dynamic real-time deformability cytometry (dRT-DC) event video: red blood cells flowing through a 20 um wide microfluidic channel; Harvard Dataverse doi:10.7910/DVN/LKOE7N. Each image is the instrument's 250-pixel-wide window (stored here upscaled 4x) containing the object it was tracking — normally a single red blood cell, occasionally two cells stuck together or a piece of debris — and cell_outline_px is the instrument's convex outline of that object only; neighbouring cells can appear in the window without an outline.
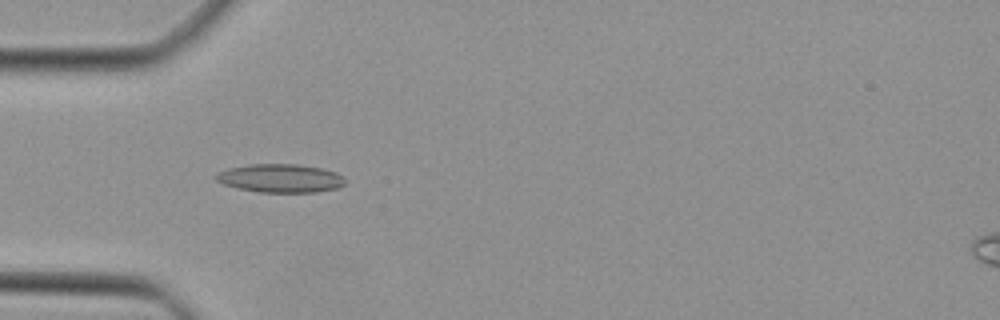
{"species": "Egyptian fruit bat (a non-hibernating species)", "species_latin": "Rousettus aegyptiacus", "temperature_condition": "cold", "stored_images_in_passage": 47, "camera_frame_rate_fps": 3000, "um_per_image_px": 0.085, "animal": {"sex": "female"}, "frame": {"image": 1, "passage_image": 14, "time_ms": 4.333, "image_size_px": [1000, 320], "cell_outline_px": [[344, 184], [336, 188], [316, 192], [260, 192], [240, 188], [224, 184], [216, 180], [216, 172], [228, 168], [248, 164], [296, 164], [320, 168], [336, 172], [344, 176]], "centroid_in_image_um": [23.83, 15.14], "position_along_channel_um": 61.2, "area_um2": 21.27}}
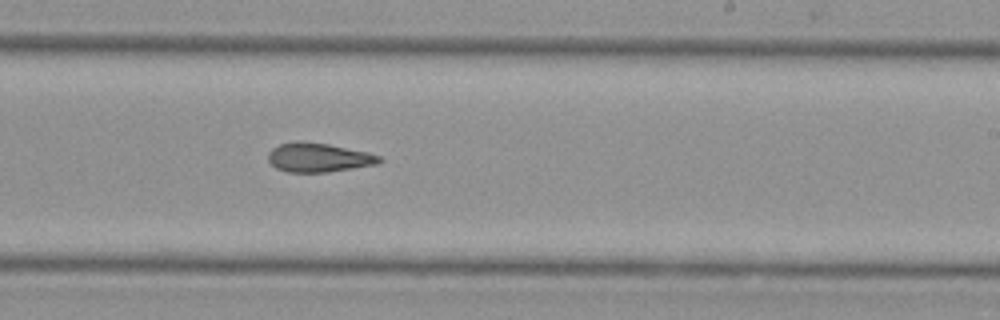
{"frame": {"image": 2, "passage_image": 28, "time_ms": 9.0, "image_size_px": [1000, 320], "cell_outline_px": [[384, 160], [376, 164], [328, 172], [288, 172], [276, 168], [268, 160], [268, 152], [272, 148], [280, 144], [296, 140], [304, 140], [328, 144], [368, 152], [380, 156]], "centroid_in_image_um": [27.05, 13.37], "position_along_channel_um": 261.9, "area_um2": 18.96}}
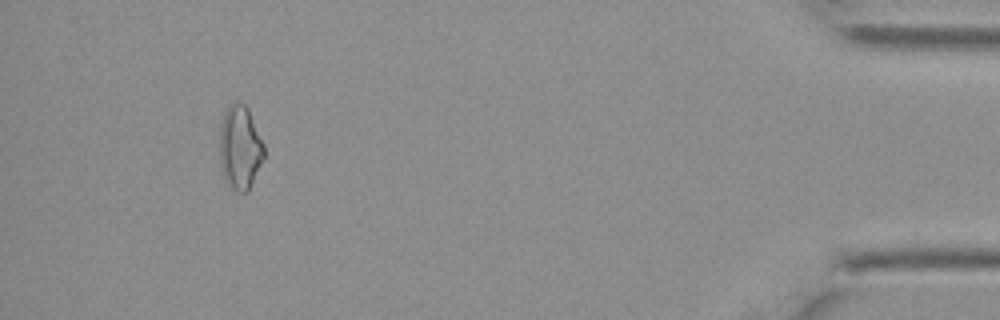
{"frame": {"image": 3, "passage_image": 43, "time_ms": 14.0, "image_size_px": [1000, 320], "cell_outline_px": [[264, 156], [248, 192], [240, 192], [232, 188], [228, 184], [224, 176], [220, 164], [220, 124], [224, 112], [228, 104], [232, 100], [244, 104], [248, 108], [264, 144]], "centroid_in_image_um": [20.39, 12.49], "position_along_channel_um": 414.8, "area_um2": 21.73}}